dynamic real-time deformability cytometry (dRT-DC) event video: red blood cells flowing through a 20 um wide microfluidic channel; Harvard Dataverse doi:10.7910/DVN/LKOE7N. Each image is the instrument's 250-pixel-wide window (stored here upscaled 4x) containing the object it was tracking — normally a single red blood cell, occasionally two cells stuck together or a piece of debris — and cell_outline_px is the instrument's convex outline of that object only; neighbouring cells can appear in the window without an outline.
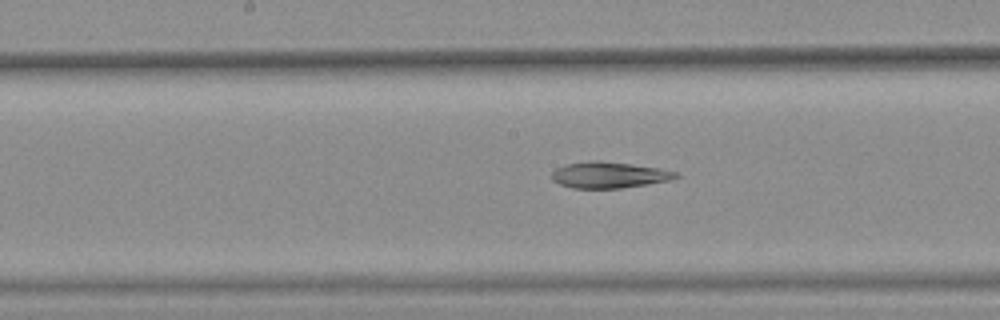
{"species": "common noctule bat (a hibernating species)", "species_latin": "Nyctalus noctula", "temperature_condition": "warm", "stored_images_in_passage": 40, "segment_of_instrument_passage": [2, 2], "camera_frame_rate_fps": 3000, "um_per_image_px": 0.085, "animal": {"sex": "female", "body_mass_g": 25.1}, "frame": {"image": 1, "passage_image": 21, "time_ms": 6.667, "image_size_px": [1000, 320], "cell_outline_px": [[680, 176], [668, 180], [648, 184], [620, 188], [572, 188], [560, 184], [552, 180], [552, 172], [556, 168], [568, 164], [588, 160], [600, 160], [632, 164], [660, 168], [680, 172]], "centroid_in_image_um": [51.79, 14.86], "position_along_channel_um": 196.4, "area_um2": 19.02}}
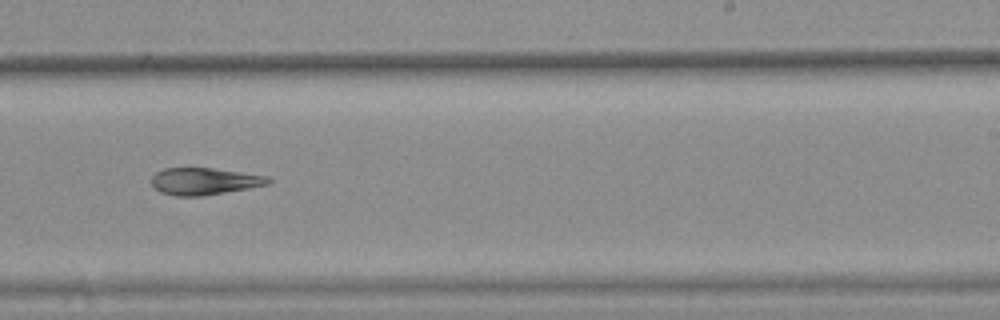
{"frame": {"image": 2, "passage_image": 27, "time_ms": 8.667, "image_size_px": [1000, 320], "cell_outline_px": [[272, 184], [200, 196], [176, 196], [160, 192], [152, 184], [152, 176], [156, 172], [164, 168], [212, 168], [268, 176], [272, 180]], "centroid_in_image_um": [17.39, 15.4], "position_along_channel_um": 271.6, "area_um2": 18.26}}
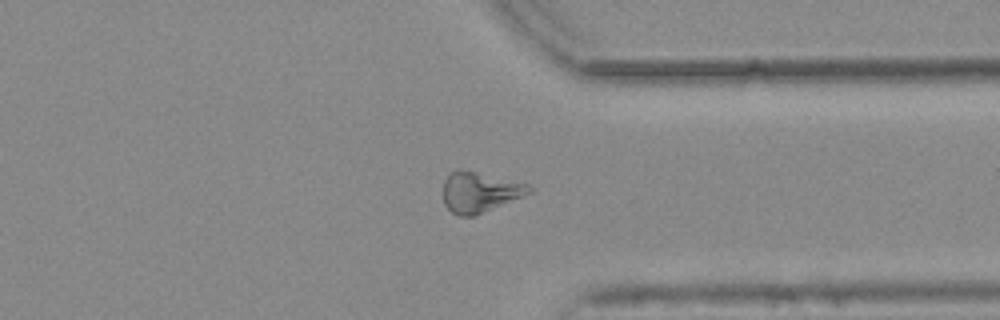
{"frame": {"image": 3, "passage_image": 35, "time_ms": 11.333, "image_size_px": [1000, 320], "cell_outline_px": [[532, 192], [476, 216], [456, 216], [444, 204], [444, 180], [452, 172], [460, 168], [528, 184], [532, 188]], "centroid_in_image_um": [40.76, 16.34], "position_along_channel_um": 370.6, "area_um2": 20.11}}